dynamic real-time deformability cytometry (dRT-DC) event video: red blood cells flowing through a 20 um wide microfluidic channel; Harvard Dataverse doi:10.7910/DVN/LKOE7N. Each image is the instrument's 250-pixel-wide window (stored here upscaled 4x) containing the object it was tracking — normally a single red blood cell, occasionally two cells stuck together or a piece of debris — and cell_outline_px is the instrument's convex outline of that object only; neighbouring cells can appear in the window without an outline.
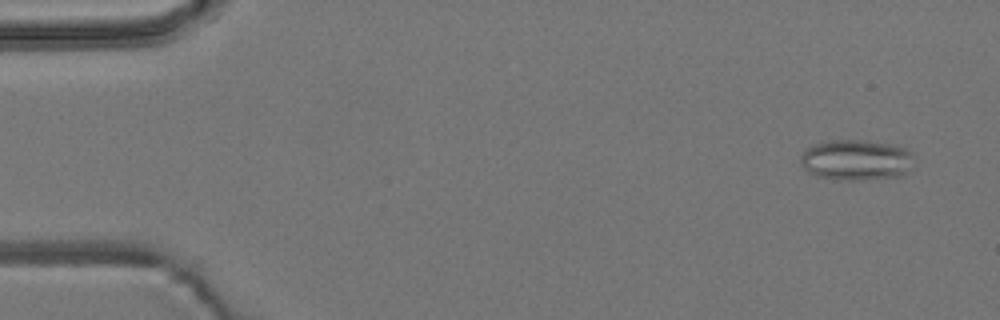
{"species": "common noctule bat (a hibernating species)", "species_latin": "Nyctalus noctula", "temperature_condition": "room temperature", "stored_images_in_passage": 54, "camera_frame_rate_fps": 3000, "um_per_image_px": 0.085, "animal": {"sex": "male", "body_mass_g": 19.2, "forearm_length_mm": 51.8}, "frame": {"image": 1, "passage_image": 4, "time_ms": 1.0, "image_size_px": [1000, 320], "cell_outline_px": [[912, 156], [908, 172], [904, 176], [860, 180], [836, 180], [816, 176], [808, 172], [804, 168], [800, 160], [800, 152], [816, 144], [828, 140], [864, 140], [888, 144], [908, 148]], "centroid_in_image_um": [72.75, 13.61], "position_along_channel_um": 12.2, "area_um2": 27.05}}
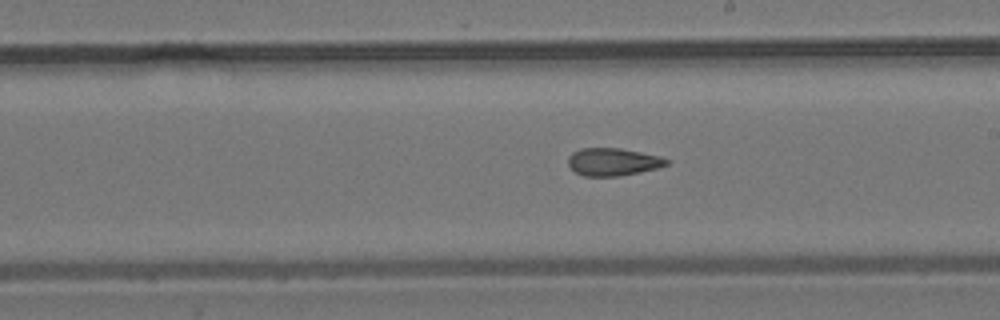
{"frame": {"image": 2, "passage_image": 31, "time_ms": 10.0, "image_size_px": [1000, 320], "cell_outline_px": [[668, 164], [656, 168], [640, 172], [620, 176], [584, 176], [576, 172], [568, 164], [568, 156], [572, 152], [580, 148], [620, 148], [660, 156], [668, 160]], "centroid_in_image_um": [52.07, 13.75], "position_along_channel_um": 236.9, "area_um2": 15.78}}
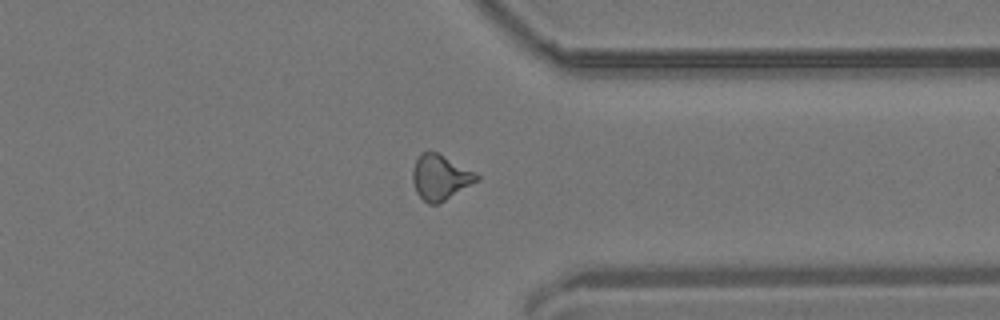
{"frame": {"image": 3, "passage_image": 42, "time_ms": 13.667, "image_size_px": [1000, 320], "cell_outline_px": [[480, 180], [444, 200], [436, 204], [428, 204], [416, 192], [412, 180], [412, 168], [420, 152], [436, 152], [476, 172], [480, 176]], "centroid_in_image_um": [37.42, 15.06], "position_along_channel_um": 374.0, "area_um2": 16.76}, "authors_computed_cell_mechanics": {"area_um2": 16.6753, "velocity_mm_per_s": 3.8416, "shape_relaxation_time_tau1_ms": null, "shape_relaxation_time_tau2_ms": 2.3167, "deformation_change_tau1": null, "deformation_change_tau2": 0.1069}}